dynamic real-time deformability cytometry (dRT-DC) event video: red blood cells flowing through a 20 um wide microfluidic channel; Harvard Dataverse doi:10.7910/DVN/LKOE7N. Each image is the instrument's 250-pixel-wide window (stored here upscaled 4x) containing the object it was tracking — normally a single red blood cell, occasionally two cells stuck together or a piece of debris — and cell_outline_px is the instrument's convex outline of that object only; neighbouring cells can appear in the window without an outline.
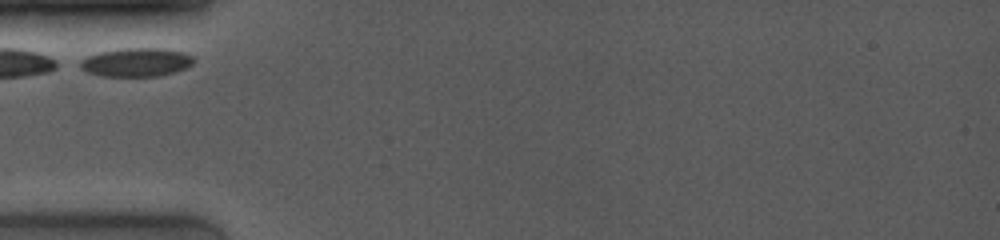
{"species": "common noctule bat (a hibernating species)", "species_latin": "Nyctalus noctula", "temperature_condition": "room temperature", "stored_images_in_passage": 13, "camera_frame_rate_fps": 4000, "um_per_image_px": 0.085, "animal": {"sex": "female", "body_mass_g": 19.0, "forearm_length_mm": 53.3}, "frame": {"image": 1, "passage_image": 1, "time_ms": 0.0, "image_size_px": [1000, 240], "cell_outline_px": [[196, 60], [192, 64], [176, 72], [156, 76], [100, 76], [88, 72], [80, 68], [80, 60], [88, 56], [100, 52], [124, 48], [160, 48], [184, 52], [192, 56]], "centroid_in_image_um": [11.59, 5.29], "position_along_channel_um": 73.4, "area_um2": 18.9}}